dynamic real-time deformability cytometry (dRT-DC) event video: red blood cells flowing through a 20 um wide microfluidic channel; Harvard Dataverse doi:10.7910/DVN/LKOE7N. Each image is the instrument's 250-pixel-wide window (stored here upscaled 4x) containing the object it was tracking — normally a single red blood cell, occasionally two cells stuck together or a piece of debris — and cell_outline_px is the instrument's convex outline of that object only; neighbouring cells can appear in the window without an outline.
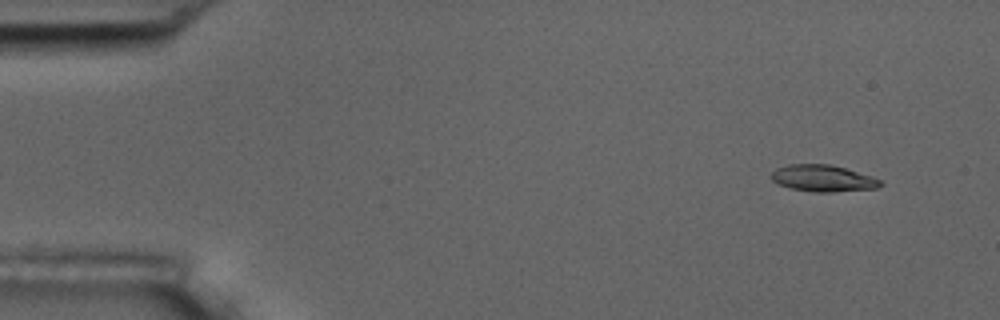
{"species": "common noctule bat (a hibernating species)", "species_latin": "Nyctalus noctula", "temperature_condition": "room temperature", "stored_images_in_passage": 51, "camera_frame_rate_fps": 3000, "um_per_image_px": 0.085, "animal": {"sex": "male", "body_mass_g": 17.5, "forearm_length_mm": 52.3}, "frame": {"image": 1, "passage_image": 1, "time_ms": 0.0, "image_size_px": [1000, 320], "cell_outline_px": [[884, 184], [876, 188], [832, 192], [816, 192], [788, 188], [776, 184], [768, 176], [776, 168], [788, 164], [828, 164], [844, 168], [872, 176], [880, 180]], "centroid_in_image_um": [69.89, 15.16], "position_along_channel_um": 15.1, "area_um2": 17.05}}
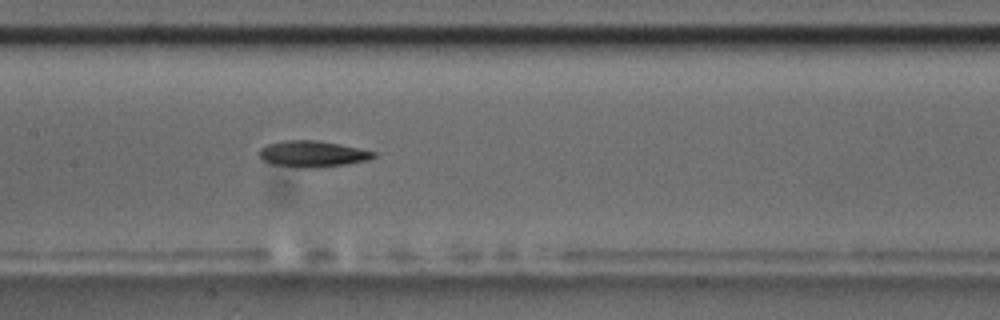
{"frame": {"image": 2, "passage_image": 23, "time_ms": 7.333, "image_size_px": [1000, 320], "cell_outline_px": [[376, 156], [368, 160], [348, 164], [316, 168], [304, 168], [272, 164], [260, 160], [260, 148], [268, 144], [284, 140], [316, 140], [340, 144], [376, 152]], "centroid_in_image_um": [26.56, 13.09], "position_along_channel_um": 180.8, "area_um2": 17.57}}
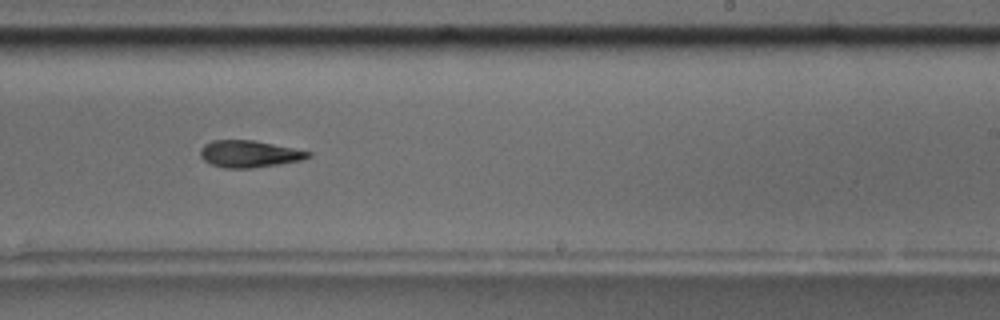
{"frame": {"image": 3, "passage_image": 30, "time_ms": 9.667, "image_size_px": [1000, 320], "cell_outline_px": [[312, 156], [300, 160], [280, 164], [252, 168], [224, 168], [212, 164], [204, 160], [200, 156], [200, 148], [204, 144], [212, 140], [252, 140], [312, 152]], "centroid_in_image_um": [21.16, 13.08], "position_along_channel_um": 267.8, "area_um2": 16.82}, "authors_computed_cell_mechanics": {"area_um2": 17.34, "velocity_mm_per_s": 3.7352, "shape_relaxation_time_tau1_ms": 3.4379, "shape_relaxation_time_tau2_ms": null, "deformation_change_tau1": 0.1694, "deformation_change_tau2": null}}